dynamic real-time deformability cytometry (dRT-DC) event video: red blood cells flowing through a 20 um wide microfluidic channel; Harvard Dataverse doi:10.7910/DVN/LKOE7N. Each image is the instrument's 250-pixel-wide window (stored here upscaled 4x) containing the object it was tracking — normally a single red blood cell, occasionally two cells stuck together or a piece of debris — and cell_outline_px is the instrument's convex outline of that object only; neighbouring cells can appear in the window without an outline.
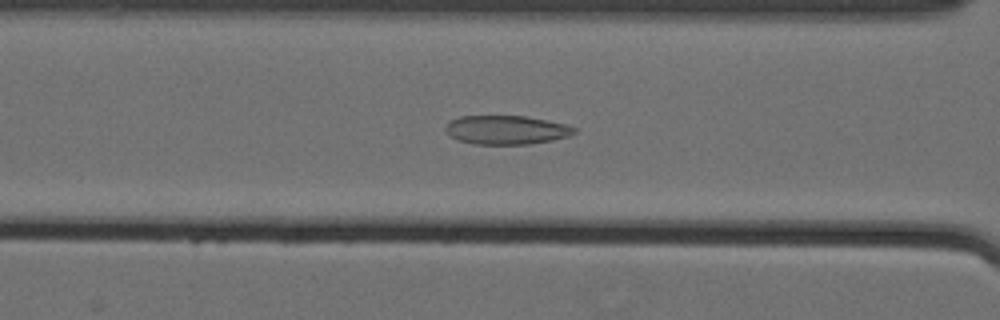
{"species": "Egyptian fruit bat (a non-hibernating species)", "species_latin": "Rousettus aegyptiacus", "temperature_condition": "cold", "stored_images_in_passage": 23, "camera_frame_rate_fps": 3000, "um_per_image_px": 0.085, "animal": {"sex": "female"}, "frame": {"image": 1, "passage_image": 14, "time_ms": 4.333, "image_size_px": [1000, 320], "cell_outline_px": [[576, 132], [568, 136], [552, 140], [528, 144], [472, 144], [460, 140], [452, 136], [444, 128], [452, 120], [460, 116], [524, 116], [548, 120], [564, 124], [576, 128]], "centroid_in_image_um": [43.06, 11.04], "position_along_channel_um": 123.5, "area_um2": 21.39}}
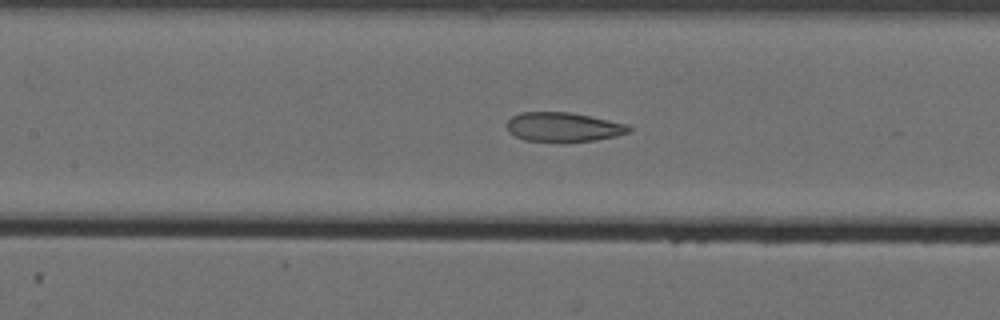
{"frame": {"image": 2, "passage_image": 17, "time_ms": 5.333, "image_size_px": [1000, 320], "cell_outline_px": [[632, 132], [616, 136], [596, 140], [564, 144], [524, 140], [508, 132], [508, 120], [512, 116], [520, 112], [572, 112], [628, 124], [632, 128]], "centroid_in_image_um": [47.92, 10.83], "position_along_channel_um": 159.5, "area_um2": 21.56}}
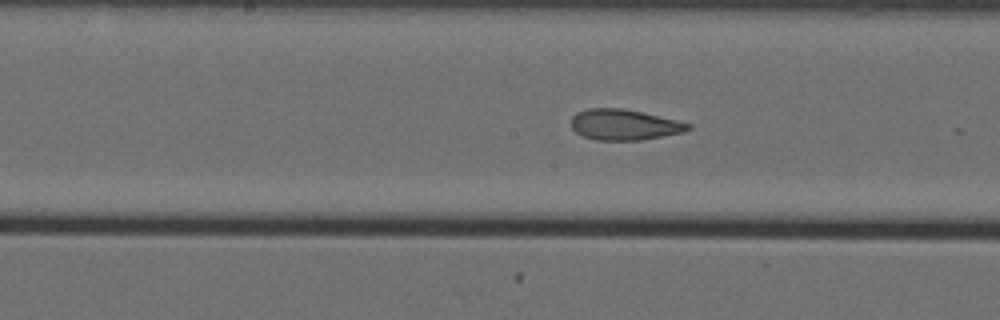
{"frame": {"image": 3, "passage_image": 20, "time_ms": 6.333, "image_size_px": [1000, 320], "cell_outline_px": [[692, 128], [684, 132], [640, 140], [596, 140], [584, 136], [576, 132], [572, 128], [572, 116], [576, 112], [588, 108], [624, 108], [676, 120], [692, 124]], "centroid_in_image_um": [53.06, 10.59], "position_along_channel_um": 195.1, "area_um2": 20.87}}